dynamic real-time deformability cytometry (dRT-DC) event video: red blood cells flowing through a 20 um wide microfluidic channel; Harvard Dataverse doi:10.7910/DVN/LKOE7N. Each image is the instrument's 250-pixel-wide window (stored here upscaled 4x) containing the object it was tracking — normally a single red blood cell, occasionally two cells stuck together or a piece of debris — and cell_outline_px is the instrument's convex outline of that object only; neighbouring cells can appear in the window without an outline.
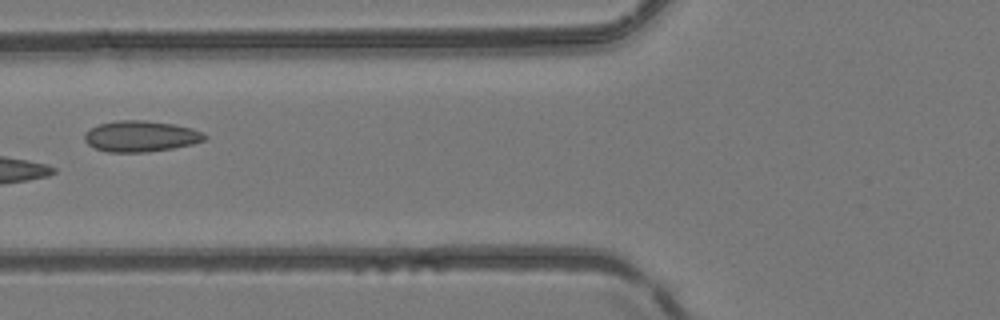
{"species": "common noctule bat (a hibernating species)", "species_latin": "Nyctalus noctula", "temperature_condition": "room temperature", "stored_images_in_passage": 6, "camera_frame_rate_fps": 3000, "um_per_image_px": 0.085, "animal": {"sex": "female", "body_mass_g": 24.6, "forearm_length_mm": 56.2}, "frame": {"image": 1, "passage_image": 5, "time_ms": 5.333, "image_size_px": [1000, 320], "cell_outline_px": [[208, 136], [204, 140], [192, 144], [172, 148], [148, 152], [108, 152], [96, 148], [88, 144], [84, 140], [84, 132], [100, 124], [116, 120], [144, 120], [172, 124], [192, 128]], "centroid_in_image_um": [11.94, 11.58], "position_along_channel_um": 113.9, "area_um2": 21.56}}
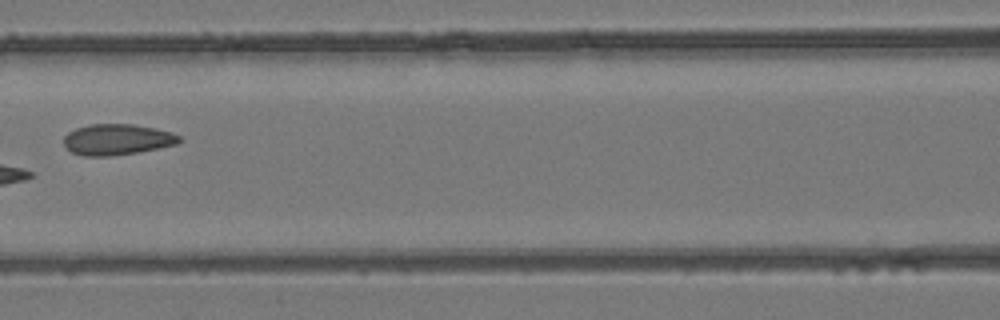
{"frame": {"image": 2, "passage_image": 6, "time_ms": 6.333, "image_size_px": [1000, 320], "cell_outline_px": [[184, 140], [176, 144], [136, 152], [112, 156], [80, 156], [72, 152], [64, 144], [64, 136], [68, 132], [76, 128], [92, 124], [132, 124], [156, 128], [172, 132], [180, 136]], "centroid_in_image_um": [9.96, 11.85], "position_along_channel_um": 156.6, "area_um2": 20.81}}